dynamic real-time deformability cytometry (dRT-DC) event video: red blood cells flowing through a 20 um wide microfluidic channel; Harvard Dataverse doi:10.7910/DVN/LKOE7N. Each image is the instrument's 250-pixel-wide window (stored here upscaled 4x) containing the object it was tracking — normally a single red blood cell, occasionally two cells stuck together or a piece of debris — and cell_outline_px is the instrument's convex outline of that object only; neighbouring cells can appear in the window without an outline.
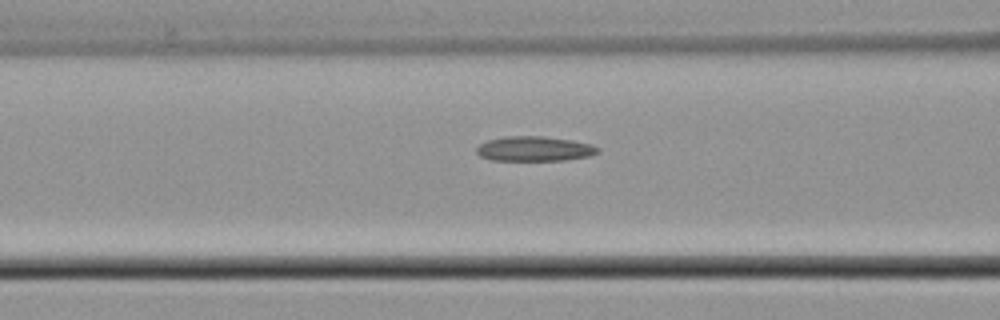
{"species": "common noctule bat (a hibernating species)", "species_latin": "Nyctalus noctula", "temperature_condition": "cold", "stored_images_in_passage": 26, "camera_frame_rate_fps": 3000, "um_per_image_px": 0.085, "animal": {"sex": "male", "body_mass_g": 21.5, "forearm_length_mm": 52.0}, "frame": {"image": 1, "passage_image": 12, "time_ms": 3.667, "image_size_px": [1000, 320], "cell_outline_px": [[600, 152], [588, 156], [564, 160], [492, 160], [480, 156], [476, 152], [476, 148], [480, 144], [488, 140], [504, 136], [544, 136], [572, 140], [592, 144], [600, 148]], "centroid_in_image_um": [45.44, 12.64], "position_along_channel_um": 121.2, "area_um2": 17.57}}
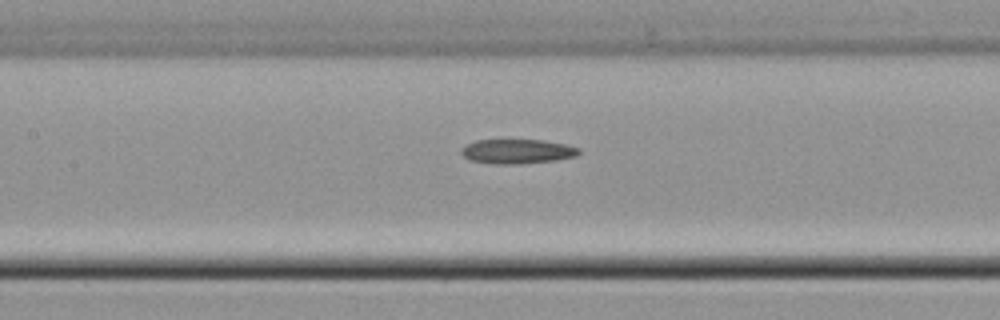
{"frame": {"image": 2, "passage_image": 15, "time_ms": 4.667, "image_size_px": [1000, 320], "cell_outline_px": [[580, 152], [576, 156], [556, 160], [520, 164], [492, 164], [468, 160], [460, 152], [460, 148], [476, 140], [544, 140], [564, 144], [580, 148]], "centroid_in_image_um": [43.94, 12.87], "position_along_channel_um": 163.5, "area_um2": 16.88}}